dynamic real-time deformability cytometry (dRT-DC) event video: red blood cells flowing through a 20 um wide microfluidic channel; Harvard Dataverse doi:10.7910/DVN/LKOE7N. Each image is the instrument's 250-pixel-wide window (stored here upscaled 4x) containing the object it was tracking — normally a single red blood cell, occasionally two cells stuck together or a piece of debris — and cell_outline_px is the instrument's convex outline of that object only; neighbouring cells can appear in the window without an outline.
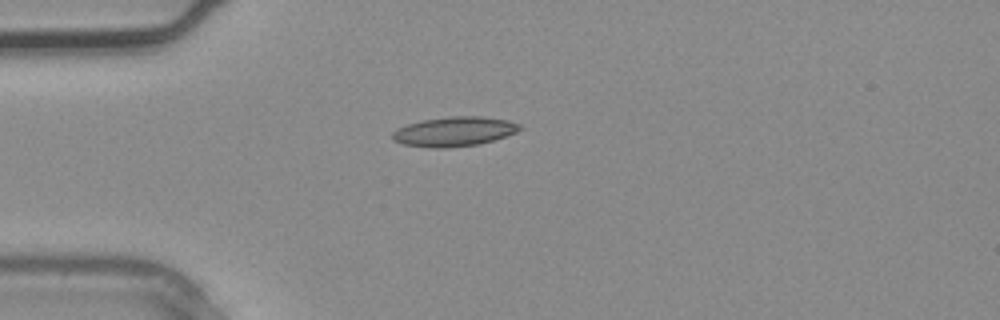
{"species": "common noctule bat (a hibernating species)", "species_latin": "Nyctalus noctula", "temperature_condition": "warm", "stored_images_in_passage": 3, "camera_frame_rate_fps": 3000, "um_per_image_px": 0.085, "animal": {"sex": "male", "body_mass_g": 20.4}, "frame": {"image": 1, "passage_image": 3, "time_ms": 0.667, "image_size_px": [1000, 320], "cell_outline_px": [[524, 128], [516, 132], [480, 144], [448, 148], [432, 148], [404, 144], [392, 140], [392, 132], [396, 128], [408, 124], [424, 120], [452, 116], [480, 116], [508, 120], [520, 124]], "centroid_in_image_um": [38.61, 11.18], "position_along_channel_um": 46.4, "area_um2": 21.91}}